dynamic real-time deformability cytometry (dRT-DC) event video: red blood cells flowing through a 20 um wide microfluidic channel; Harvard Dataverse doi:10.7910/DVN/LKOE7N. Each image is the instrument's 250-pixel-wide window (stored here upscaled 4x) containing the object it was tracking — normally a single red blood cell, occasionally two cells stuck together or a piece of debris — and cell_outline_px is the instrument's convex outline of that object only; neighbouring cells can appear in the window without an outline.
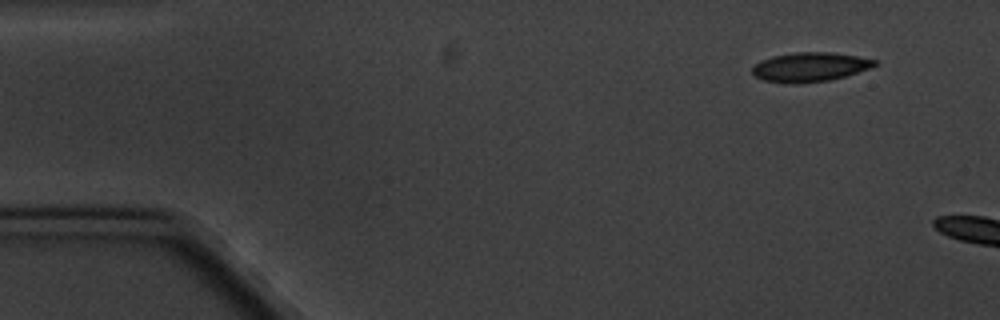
{"species": "common noctule bat (a hibernating species)", "species_latin": "Nyctalus noctula", "temperature_condition": "cold", "stored_images_in_passage": 3, "camera_frame_rate_fps": 3000, "um_per_image_px": 0.085, "animal": {"sex": "male", "body_mass_g": 20.1, "forearm_length_mm": 53.5}, "frame": {"image": 1, "passage_image": 1, "time_ms": 0.0, "image_size_px": [1000, 320], "cell_outline_px": [[880, 64], [872, 68], [844, 76], [828, 80], [792, 84], [764, 80], [756, 76], [752, 72], [752, 68], [760, 60], [772, 56], [796, 52], [832, 52], [856, 56], [876, 60]], "centroid_in_image_um": [68.87, 5.69], "position_along_channel_um": 16.1, "area_um2": 20.81}}